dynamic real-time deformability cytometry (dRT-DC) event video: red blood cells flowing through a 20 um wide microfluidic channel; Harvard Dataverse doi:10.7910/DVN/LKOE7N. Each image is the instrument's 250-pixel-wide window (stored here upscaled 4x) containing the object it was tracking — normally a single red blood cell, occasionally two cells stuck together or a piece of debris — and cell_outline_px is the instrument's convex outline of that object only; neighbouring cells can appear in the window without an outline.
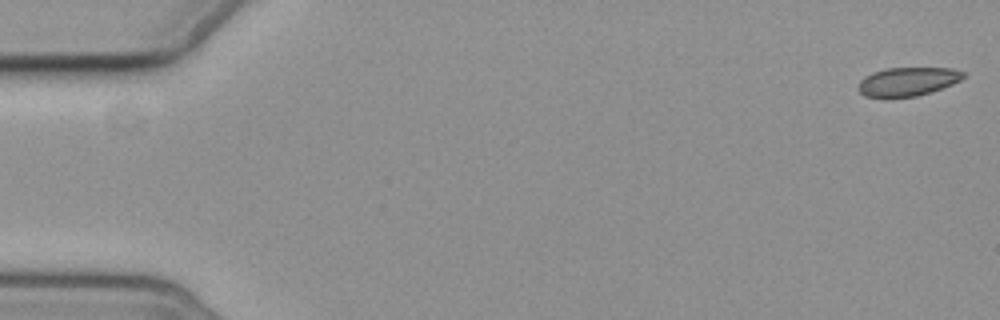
{"species": "common noctule bat (a hibernating species)", "species_latin": "Nyctalus noctula", "temperature_condition": "cold", "stored_images_in_passage": 6, "segment_of_instrument_passage": [1, 2], "camera_frame_rate_fps": 3000, "um_per_image_px": 0.085, "animal": {"sex": "female", "body_mass_g": 19.3, "forearm_length_mm": 54.1}, "frame": {"image": 1, "passage_image": 1, "time_ms": 0.0, "image_size_px": [1000, 320], "cell_outline_px": [[964, 76], [960, 80], [952, 84], [932, 92], [916, 96], [888, 100], [884, 100], [864, 96], [856, 88], [860, 80], [864, 76], [872, 72], [884, 68], [952, 68], [964, 72]], "centroid_in_image_um": [77.06, 6.97], "position_along_channel_um": 7.9, "area_um2": 18.26}}
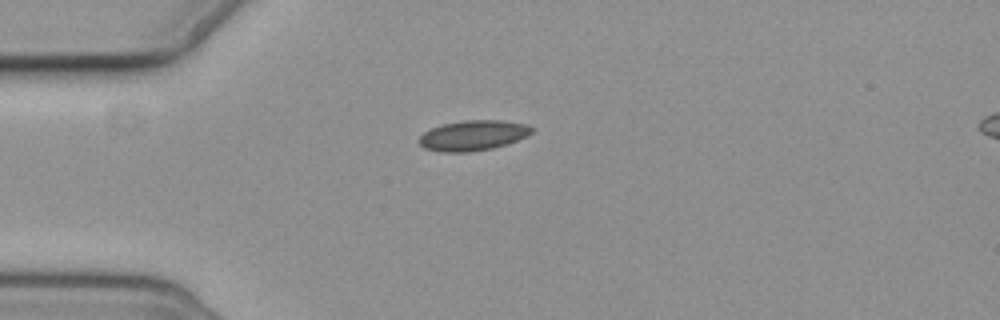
{"frame": {"image": 2, "passage_image": 5, "time_ms": 4.667, "image_size_px": [1000, 320], "cell_outline_px": [[536, 128], [528, 136], [492, 148], [468, 152], [440, 152], [424, 148], [420, 144], [420, 136], [424, 132], [432, 128], [444, 124], [464, 120], [504, 120], [528, 124]], "centroid_in_image_um": [40.25, 11.5], "position_along_channel_um": 44.8, "area_um2": 19.83}}